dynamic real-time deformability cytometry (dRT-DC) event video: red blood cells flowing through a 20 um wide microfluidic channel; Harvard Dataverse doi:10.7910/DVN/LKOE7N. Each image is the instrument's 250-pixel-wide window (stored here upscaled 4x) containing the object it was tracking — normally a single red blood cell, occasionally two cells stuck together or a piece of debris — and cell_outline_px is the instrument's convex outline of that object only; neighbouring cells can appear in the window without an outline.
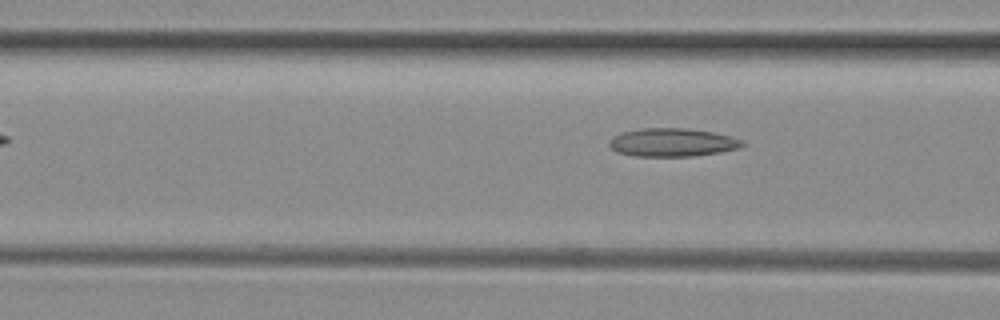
{"species": "common noctule bat (a hibernating species)", "species_latin": "Nyctalus noctula", "temperature_condition": "room temperature", "stored_images_in_passage": 3, "camera_frame_rate_fps": 3000, "um_per_image_px": 0.085, "animal": {"sex": "female", "body_mass_g": 29.2, "forearm_length_mm": 56.3}, "frame": {"image": 1, "passage_image": 3, "time_ms": 0.667, "image_size_px": [1000, 320], "cell_outline_px": [[744, 144], [740, 148], [720, 152], [692, 156], [636, 156], [616, 152], [608, 144], [608, 140], [624, 132], [644, 128], [684, 128], [712, 132], [732, 136], [744, 140]], "centroid_in_image_um": [57.18, 12.11], "position_along_channel_um": 109.4, "area_um2": 21.85}}